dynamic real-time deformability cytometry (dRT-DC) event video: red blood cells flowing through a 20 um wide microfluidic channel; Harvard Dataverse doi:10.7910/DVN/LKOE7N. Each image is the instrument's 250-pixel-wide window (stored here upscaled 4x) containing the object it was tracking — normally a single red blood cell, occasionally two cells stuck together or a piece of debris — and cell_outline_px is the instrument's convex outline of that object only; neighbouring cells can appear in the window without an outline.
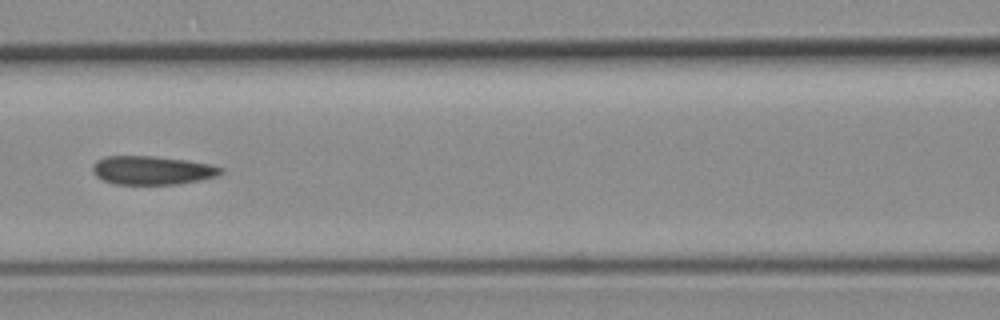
{"species": "common noctule bat (a hibernating species)", "species_latin": "Nyctalus noctula", "temperature_condition": "room temperature", "stored_images_in_passage": 46, "camera_frame_rate_fps": 3000, "um_per_image_px": 0.085, "animal": {"sex": "female", "body_mass_g": 19.3, "forearm_length_mm": 54.1}, "frame": {"image": 1, "passage_image": 17, "time_ms": 5.333, "image_size_px": [1000, 320], "cell_outline_px": [[224, 172], [216, 176], [200, 180], [176, 184], [112, 184], [96, 176], [92, 172], [92, 164], [96, 160], [108, 156], [152, 156], [188, 160], [212, 164], [224, 168]], "centroid_in_image_um": [12.94, 14.47], "position_along_channel_um": 153.7, "area_um2": 21.56}}
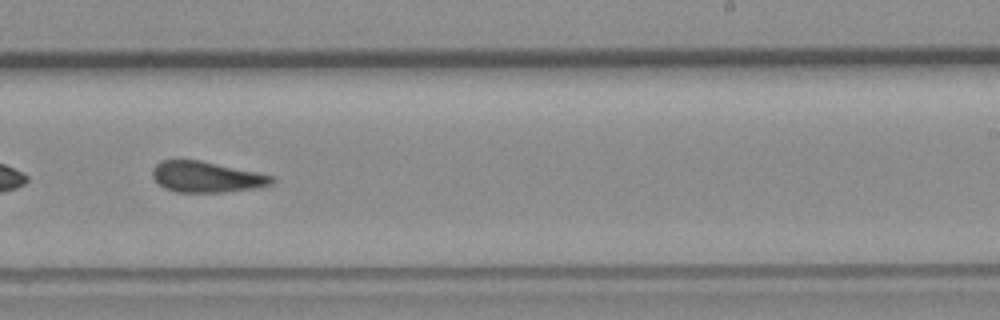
{"frame": {"image": 2, "passage_image": 26, "time_ms": 8.333, "image_size_px": [1000, 320], "cell_outline_px": [[276, 180], [272, 184], [256, 188], [224, 192], [176, 192], [164, 188], [152, 176], [152, 168], [160, 160], [200, 160], [256, 172], [272, 176]], "centroid_in_image_um": [17.53, 15.04], "position_along_channel_um": 271.5, "area_um2": 21.39}}
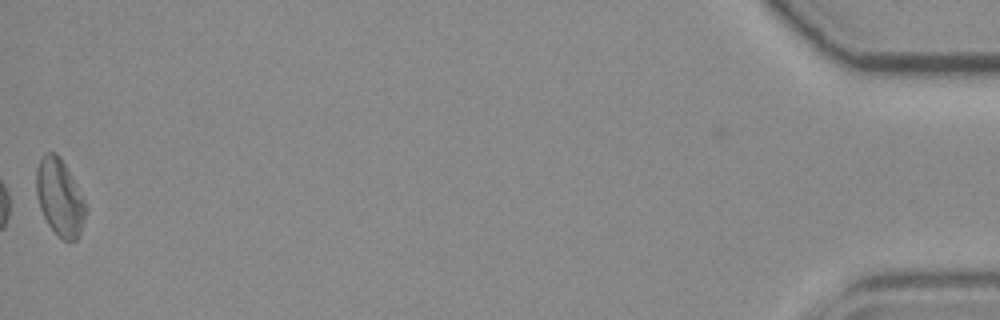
{"frame": {"image": 3, "passage_image": 46, "time_ms": 15.0, "image_size_px": [1000, 320], "cell_outline_px": [[84, 220], [80, 232], [76, 240], [64, 240], [48, 224], [40, 208], [36, 196], [36, 168], [44, 152], [56, 152], [60, 156], [84, 200]], "centroid_in_image_um": [5.03, 16.74], "position_along_channel_um": 430.2, "area_um2": 21.56}, "authors_computed_cell_mechanics": {"area_um2": 21.8484, "velocity_mm_per_s": 3.9551, "shape_relaxation_time_tau1_ms": null, "shape_relaxation_time_tau2_ms": 2.3522, "deformation_change_tau1": null, "deformation_change_tau2": 0.1055}}